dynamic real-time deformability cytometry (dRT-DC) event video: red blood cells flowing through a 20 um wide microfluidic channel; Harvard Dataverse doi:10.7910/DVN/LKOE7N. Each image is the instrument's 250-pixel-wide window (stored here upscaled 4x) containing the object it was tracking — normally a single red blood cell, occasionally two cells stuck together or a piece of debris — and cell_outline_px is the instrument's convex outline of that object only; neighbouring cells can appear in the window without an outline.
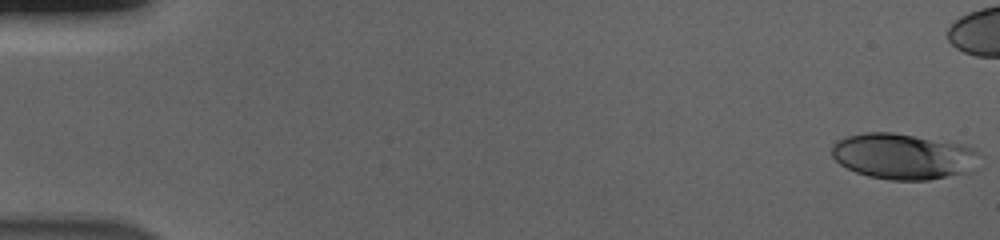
{"species": "human", "species_latin": "Homo sapiens", "temperature_condition": "cold", "stored_images_in_passage": 49, "camera_frame_rate_fps": 3000, "um_per_image_px": 0.085, "donor": {"sex": "male"}, "frame": {"image": 1, "passage_image": 1, "time_ms": 0.0, "image_size_px": [1000, 240], "cell_outline_px": [[980, 152], [968, 172], [928, 180], [888, 180], [868, 176], [856, 172], [840, 164], [832, 156], [832, 148], [836, 140], [848, 136], [864, 132], [892, 132], [964, 144], [976, 148]], "centroid_in_image_um": [76.75, 13.28], "position_along_channel_um": 8.2, "area_um2": 39.3}}
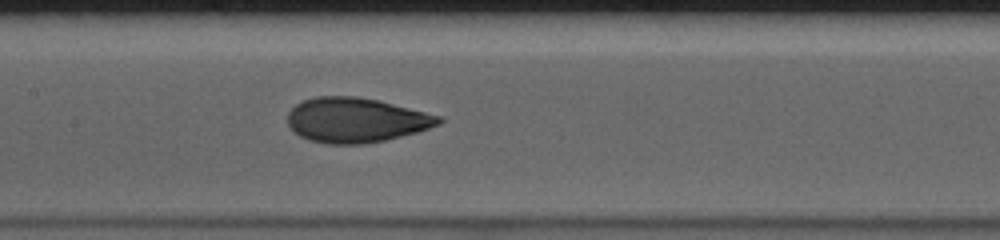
{"frame": {"image": 2, "passage_image": 28, "time_ms": 9.0, "image_size_px": [1000, 240], "cell_outline_px": [[444, 120], [440, 124], [416, 132], [384, 140], [364, 144], [328, 144], [308, 140], [300, 136], [288, 124], [288, 112], [296, 104], [304, 100], [316, 96], [356, 96], [376, 100], [440, 116]], "centroid_in_image_um": [30.22, 10.21], "position_along_channel_um": 177.2, "area_um2": 39.02}}
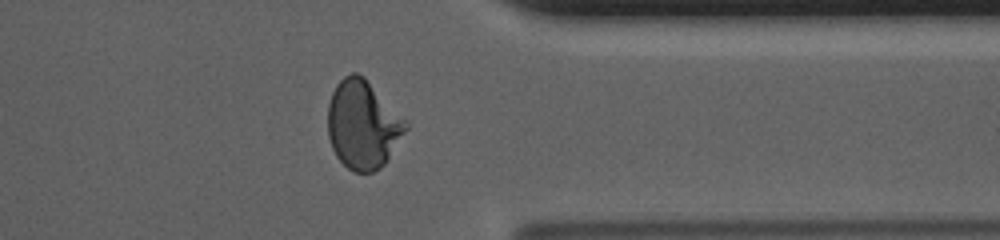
{"frame": {"image": 3, "passage_image": 45, "time_ms": 14.667, "image_size_px": [1000, 240], "cell_outline_px": [[408, 128], [384, 164], [380, 168], [372, 172], [352, 172], [336, 156], [332, 148], [328, 136], [328, 104], [332, 92], [336, 84], [344, 76], [352, 72], [356, 72], [364, 76], [408, 120]], "centroid_in_image_um": [30.85, 10.57], "position_along_channel_um": 380.5, "area_um2": 40.46}, "authors_computed_cell_mechanics": {"area_um2": 38.4948, "velocity_mm_per_s": 3.6972, "shape_relaxation_time_tau1_ms": 4.6391, "shape_relaxation_time_tau2_ms": 0.9375, "deformation_change_tau1": 0.2072, "deformation_change_tau2": 0.0666}}